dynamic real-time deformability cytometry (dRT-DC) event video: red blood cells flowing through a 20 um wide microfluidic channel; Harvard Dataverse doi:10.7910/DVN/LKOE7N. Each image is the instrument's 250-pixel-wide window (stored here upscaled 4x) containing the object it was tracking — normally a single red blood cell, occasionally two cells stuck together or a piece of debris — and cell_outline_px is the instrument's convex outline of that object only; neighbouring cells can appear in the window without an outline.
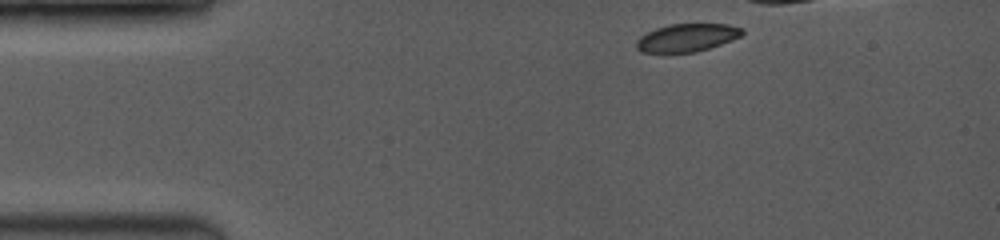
{"species": "common noctule bat (a hibernating species)", "species_latin": "Nyctalus noctula", "temperature_condition": "room temperature", "stored_images_in_passage": 5, "segment_of_instrument_passage": [1, 2], "camera_frame_rate_fps": 3500, "um_per_image_px": 0.085, "animal": {"sex": "female", "body_mass_g": 19.0, "forearm_length_mm": 53.3}, "frame": {"image": 1, "passage_image": 1, "time_ms": 0.0, "image_size_px": [1000, 240], "cell_outline_px": [[744, 32], [740, 36], [732, 40], [696, 52], [640, 52], [636, 48], [636, 40], [640, 36], [656, 28], [668, 24], [728, 24], [744, 28]], "centroid_in_image_um": [58.39, 3.19], "position_along_channel_um": 26.6, "area_um2": 17.17}}
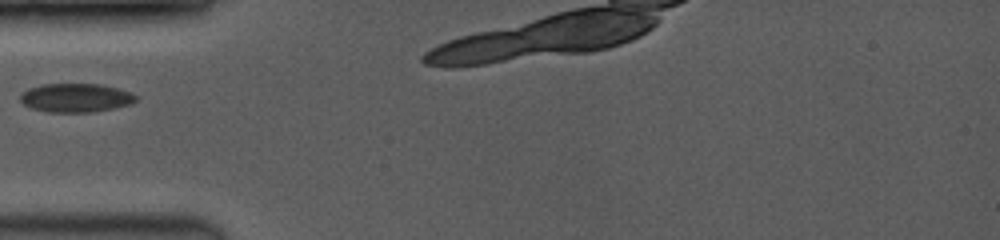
{"frame": {"image": 2, "passage_image": 4, "time_ms": 2.857, "image_size_px": [1000, 240], "cell_outline_px": [[136, 100], [132, 104], [116, 108], [92, 112], [48, 112], [32, 108], [24, 104], [20, 100], [20, 96], [28, 88], [40, 84], [100, 84], [116, 88], [128, 92], [136, 96]], "centroid_in_image_um": [6.43, 8.32], "position_along_channel_um": 78.6, "area_um2": 19.31}}